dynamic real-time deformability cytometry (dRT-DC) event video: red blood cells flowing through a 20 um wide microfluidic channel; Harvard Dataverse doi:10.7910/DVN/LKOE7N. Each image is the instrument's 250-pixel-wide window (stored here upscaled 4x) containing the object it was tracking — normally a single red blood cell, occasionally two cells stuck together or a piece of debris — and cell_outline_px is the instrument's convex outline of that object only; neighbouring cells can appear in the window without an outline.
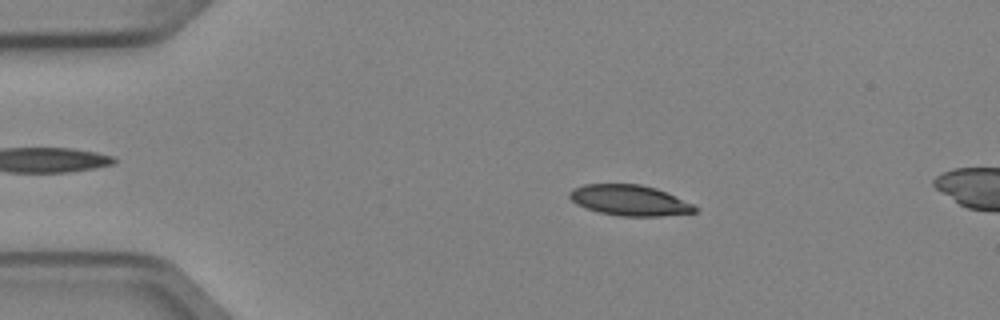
{"species": "Egyptian fruit bat (a non-hibernating species)", "species_latin": "Rousettus aegyptiacus", "temperature_condition": "cold", "stored_images_in_passage": 3, "camera_frame_rate_fps": 3000, "um_per_image_px": 0.085, "animal": {"sex": "female"}, "frame": {"image": 1, "passage_image": 2, "time_ms": 0.333, "image_size_px": [1000, 320], "cell_outline_px": [[700, 208], [696, 212], [660, 216], [616, 216], [584, 208], [576, 204], [568, 196], [568, 192], [572, 188], [584, 184], [640, 184], [656, 188], [692, 204]], "centroid_in_image_um": [53.47, 17.03], "position_along_channel_um": 31.5, "area_um2": 22.43}}